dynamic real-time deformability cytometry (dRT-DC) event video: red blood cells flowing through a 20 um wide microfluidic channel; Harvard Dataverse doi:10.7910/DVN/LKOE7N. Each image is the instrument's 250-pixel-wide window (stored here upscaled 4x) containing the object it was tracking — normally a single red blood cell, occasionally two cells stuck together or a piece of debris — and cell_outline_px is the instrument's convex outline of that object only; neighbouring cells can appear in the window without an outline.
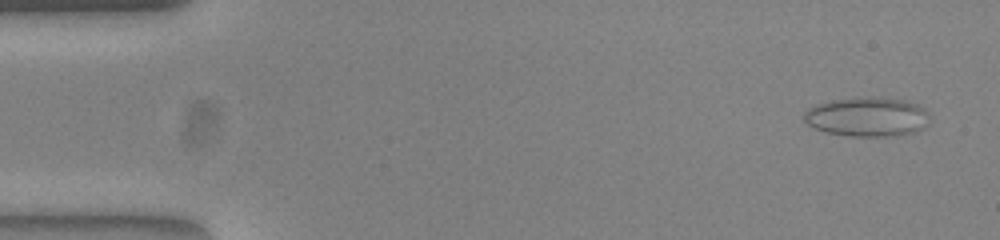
{"species": "common noctule bat (a hibernating species)", "species_latin": "Nyctalus noctula", "temperature_condition": "warm", "stored_images_in_passage": 54, "camera_frame_rate_fps": 3000, "um_per_image_px": 0.085, "animal": {"sex": "female", "body_mass_g": 23.0, "forearm_length_mm": 53.4}, "frame": {"image": 1, "passage_image": 3, "time_ms": 0.667, "image_size_px": [1000, 240], "cell_outline_px": [[928, 124], [916, 132], [896, 136], [848, 136], [828, 132], [816, 128], [808, 124], [804, 120], [804, 112], [808, 108], [816, 104], [832, 100], [900, 100], [916, 104], [924, 108], [928, 112]], "centroid_in_image_um": [73.72, 9.99], "position_along_channel_um": 11.3, "area_um2": 27.74}}
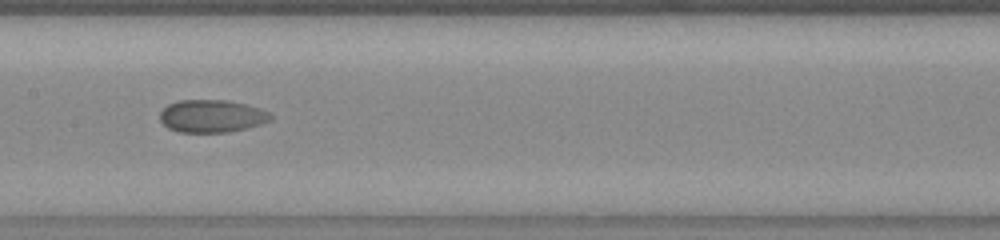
{"frame": {"image": 2, "passage_image": 27, "time_ms": 8.667, "image_size_px": [1000, 240], "cell_outline_px": [[272, 120], [248, 128], [228, 132], [180, 132], [168, 128], [160, 120], [160, 112], [168, 104], [180, 100], [228, 100], [260, 108], [268, 112], [272, 116]], "centroid_in_image_um": [18.01, 9.87], "position_along_channel_um": 189.4, "area_um2": 21.04}}
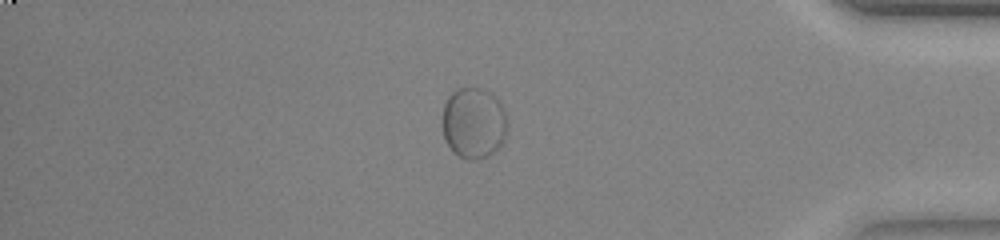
{"frame": {"image": 3, "passage_image": 46, "time_ms": 15.0, "image_size_px": [1000, 240], "cell_outline_px": [[508, 124], [504, 136], [500, 144], [488, 156], [476, 160], [468, 160], [460, 156], [448, 144], [444, 136], [444, 104], [448, 96], [456, 88], [480, 88], [492, 92], [500, 104], [508, 120]], "centroid_in_image_um": [40.28, 10.42], "position_along_channel_um": 394.9, "area_um2": 26.53}}